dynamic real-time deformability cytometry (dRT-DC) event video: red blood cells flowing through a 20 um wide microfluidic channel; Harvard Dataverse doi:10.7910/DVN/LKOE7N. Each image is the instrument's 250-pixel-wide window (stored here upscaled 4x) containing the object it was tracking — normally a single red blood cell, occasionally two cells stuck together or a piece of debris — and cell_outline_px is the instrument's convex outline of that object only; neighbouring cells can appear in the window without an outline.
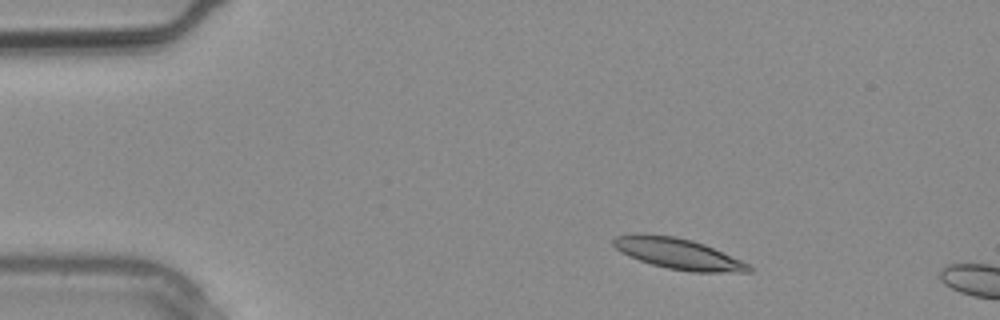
{"species": "common noctule bat (a hibernating species)", "species_latin": "Nyctalus noctula", "temperature_condition": "warm", "stored_images_in_passage": 3, "camera_frame_rate_fps": 3000, "um_per_image_px": 0.085, "animal": {"sex": "male", "body_mass_g": 20.4}, "frame": {"image": 1, "passage_image": 2, "time_ms": 0.333, "image_size_px": [1000, 320], "cell_outline_px": [[752, 272], [692, 272], [668, 268], [652, 264], [628, 256], [620, 252], [612, 244], [612, 240], [616, 236], [636, 232], [640, 232], [676, 236], [692, 240], [704, 244], [740, 260], [748, 264], [752, 268]], "centroid_in_image_um": [57.58, 21.54], "position_along_channel_um": 27.4, "area_um2": 24.45}}